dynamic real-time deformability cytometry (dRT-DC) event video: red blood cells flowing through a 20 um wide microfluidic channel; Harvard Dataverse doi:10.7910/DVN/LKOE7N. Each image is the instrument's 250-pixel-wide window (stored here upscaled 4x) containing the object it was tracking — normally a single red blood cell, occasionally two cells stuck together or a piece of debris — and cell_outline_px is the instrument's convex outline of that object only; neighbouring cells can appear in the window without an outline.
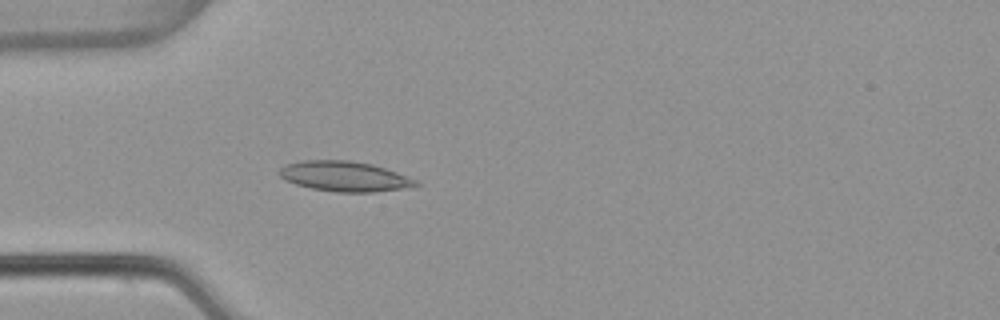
{"species": "common noctule bat (a hibernating species)", "species_latin": "Nyctalus noctula", "temperature_condition": "warm", "stored_images_in_passage": 5, "camera_frame_rate_fps": 3000, "um_per_image_px": 0.085, "animal": {"sex": "female", "body_mass_g": 22.7, "forearm_length_mm": 54.2}, "frame": {"image": 1, "passage_image": 5, "time_ms": 1.333, "image_size_px": [1000, 320], "cell_outline_px": [[424, 184], [400, 188], [372, 192], [336, 192], [312, 188], [296, 184], [284, 180], [276, 172], [284, 164], [304, 160], [352, 160], [372, 164], [396, 172], [416, 180]], "centroid_in_image_um": [29.23, 14.98], "position_along_channel_um": 55.8, "area_um2": 23.93}}